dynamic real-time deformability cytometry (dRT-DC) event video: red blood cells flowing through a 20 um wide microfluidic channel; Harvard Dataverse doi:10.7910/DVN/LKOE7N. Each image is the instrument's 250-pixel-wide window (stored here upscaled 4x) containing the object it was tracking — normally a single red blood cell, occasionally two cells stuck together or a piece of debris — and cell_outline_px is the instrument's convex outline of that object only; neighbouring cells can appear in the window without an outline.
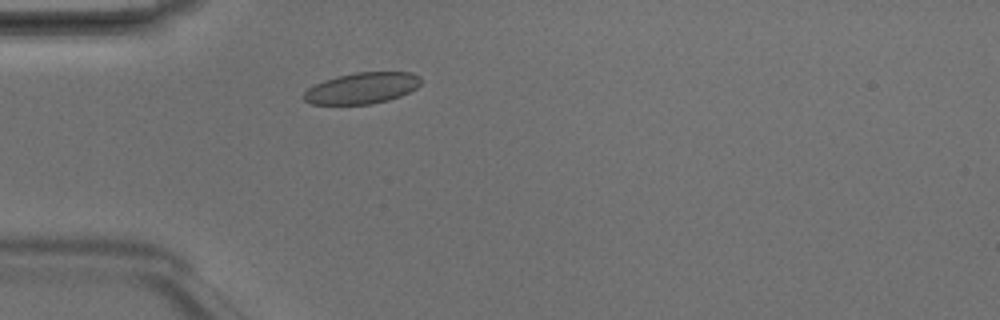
{"species": "Egyptian fruit bat (a non-hibernating species)", "species_latin": "Rousettus aegyptiacus", "temperature_condition": "room temperature", "stored_images_in_passage": 2, "camera_frame_rate_fps": 3000, "um_per_image_px": 0.085, "animal": {"sex": "male"}, "frame": {"image": 1, "passage_image": 2, "time_ms": 0.333, "image_size_px": [1000, 320], "cell_outline_px": [[420, 84], [416, 88], [400, 96], [388, 100], [372, 104], [312, 104], [304, 100], [304, 92], [308, 88], [324, 80], [336, 76], [356, 72], [412, 72], [420, 76]], "centroid_in_image_um": [30.77, 7.48], "position_along_channel_um": 54.2, "area_um2": 21.21}}